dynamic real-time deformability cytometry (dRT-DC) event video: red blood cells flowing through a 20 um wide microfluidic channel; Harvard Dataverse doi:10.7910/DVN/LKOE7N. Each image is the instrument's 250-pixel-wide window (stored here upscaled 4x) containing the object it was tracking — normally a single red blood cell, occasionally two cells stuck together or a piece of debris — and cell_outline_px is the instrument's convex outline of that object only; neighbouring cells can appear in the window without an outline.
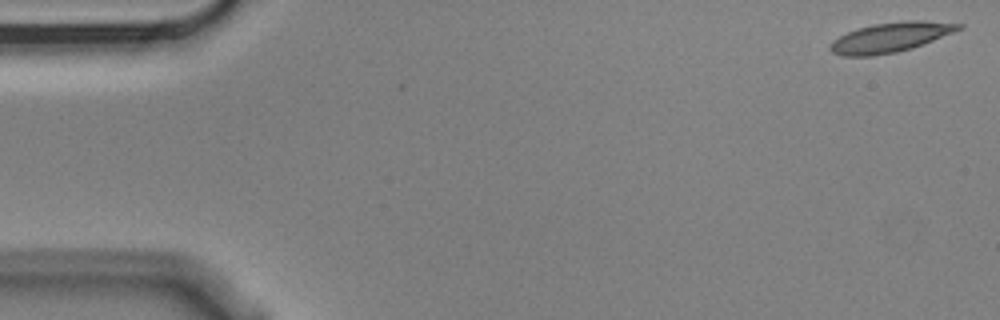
{"species": "Egyptian fruit bat (a non-hibernating species)", "species_latin": "Rousettus aegyptiacus", "temperature_condition": "cold", "stored_images_in_passage": 4, "camera_frame_rate_fps": 3000, "um_per_image_px": 0.085, "animal": {"sex": "male"}, "frame": {"image": 1, "passage_image": 1, "time_ms": 0.0, "image_size_px": [1000, 320], "cell_outline_px": [[964, 28], [912, 48], [896, 52], [872, 56], [840, 56], [832, 52], [828, 48], [828, 44], [832, 40], [848, 32], [872, 24], [908, 20], [924, 20], [964, 24]], "centroid_in_image_um": [75.68, 3.17], "position_along_channel_um": 9.3, "area_um2": 22.31}}
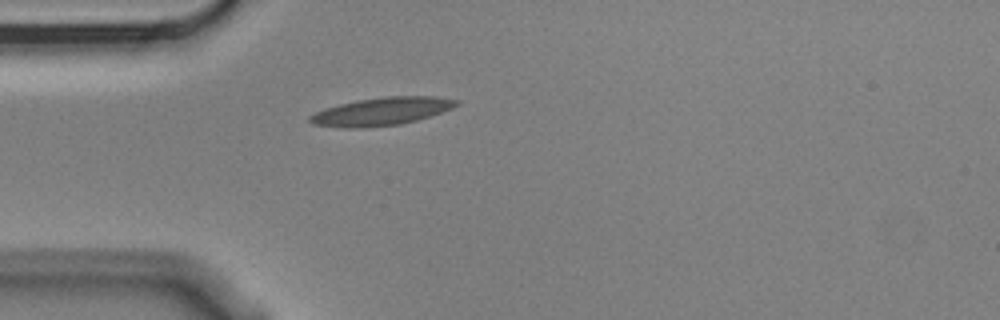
{"frame": {"image": 2, "passage_image": 4, "time_ms": 1.0, "image_size_px": [1000, 320], "cell_outline_px": [[460, 104], [452, 108], [416, 120], [400, 124], [348, 128], [316, 124], [308, 120], [308, 116], [324, 108], [340, 104], [360, 100], [384, 96], [436, 96], [460, 100]], "centroid_in_image_um": [32.47, 9.45], "position_along_channel_um": 52.5, "area_um2": 23.41}}